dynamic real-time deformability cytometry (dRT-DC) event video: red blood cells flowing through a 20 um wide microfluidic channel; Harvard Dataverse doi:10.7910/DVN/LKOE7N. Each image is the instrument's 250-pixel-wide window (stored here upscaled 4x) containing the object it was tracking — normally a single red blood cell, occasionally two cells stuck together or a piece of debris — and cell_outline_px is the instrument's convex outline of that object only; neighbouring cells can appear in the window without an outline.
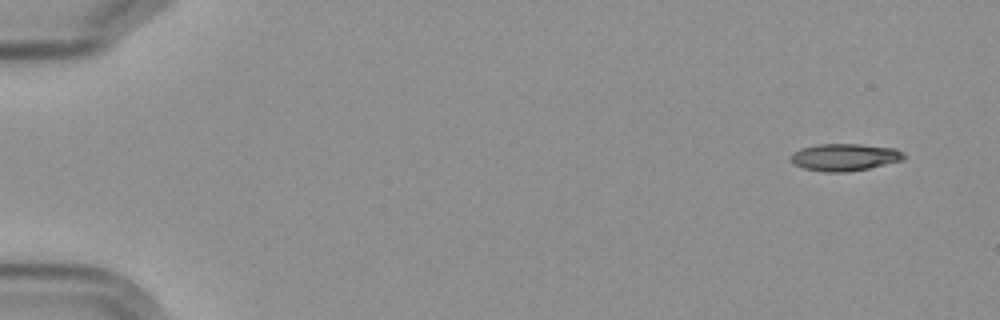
{"species": "Egyptian fruit bat (a non-hibernating species)", "species_latin": "Rousettus aegyptiacus", "temperature_condition": "cold", "stored_images_in_passage": 5, "camera_frame_rate_fps": 3000, "um_per_image_px": 0.085, "frame": {"image": 1, "passage_image": 1, "time_ms": 0.0, "image_size_px": [1000, 320], "cell_outline_px": [[908, 156], [904, 160], [868, 168], [848, 172], [824, 172], [804, 168], [792, 164], [788, 160], [788, 156], [792, 152], [800, 148], [816, 144], [860, 144], [896, 148], [904, 152]], "centroid_in_image_um": [71.77, 13.35], "position_along_channel_um": 13.2, "area_um2": 18.38}}
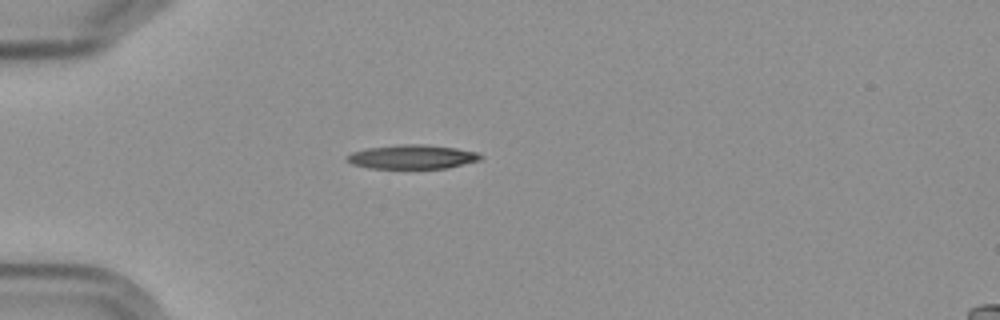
{"frame": {"image": 2, "passage_image": 5, "time_ms": 4.333, "image_size_px": [1000, 320], "cell_outline_px": [[480, 160], [448, 168], [368, 168], [352, 164], [344, 160], [344, 156], [352, 152], [368, 148], [404, 144], [424, 144], [456, 148], [476, 152], [480, 156]], "centroid_in_image_um": [34.98, 13.33], "position_along_channel_um": 50.0, "area_um2": 18.67}}